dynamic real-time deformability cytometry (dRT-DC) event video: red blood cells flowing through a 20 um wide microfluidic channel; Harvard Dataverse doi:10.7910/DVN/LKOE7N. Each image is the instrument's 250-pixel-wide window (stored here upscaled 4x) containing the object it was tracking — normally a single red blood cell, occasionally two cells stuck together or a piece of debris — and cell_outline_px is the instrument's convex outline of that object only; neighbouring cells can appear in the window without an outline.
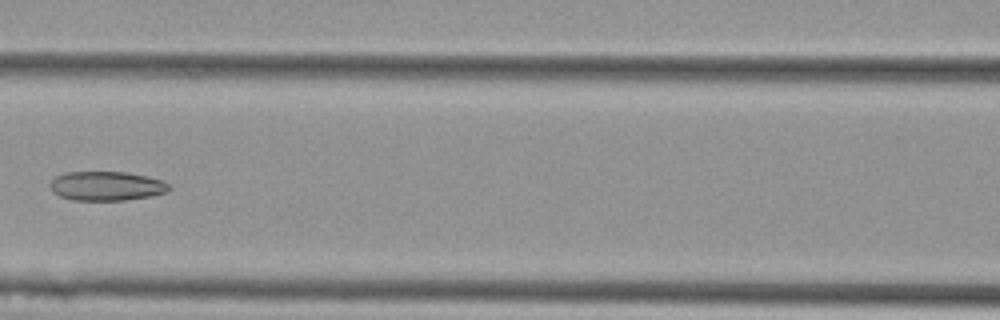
{"species": "Egyptian fruit bat (a non-hibernating species)", "species_latin": "Rousettus aegyptiacus", "temperature_condition": "cold", "stored_images_in_passage": 9, "camera_frame_rate_fps": 3000, "um_per_image_px": 0.085, "animal": {"sex": "female"}, "frame": {"image": 1, "passage_image": 6, "time_ms": 1.667, "image_size_px": [1000, 320], "cell_outline_px": [[172, 188], [168, 192], [152, 196], [124, 200], [72, 200], [60, 196], [52, 192], [48, 184], [56, 176], [64, 172], [128, 172], [160, 180], [168, 184]], "centroid_in_image_um": [9.03, 15.81], "position_along_channel_um": 157.6, "area_um2": 20.35}}
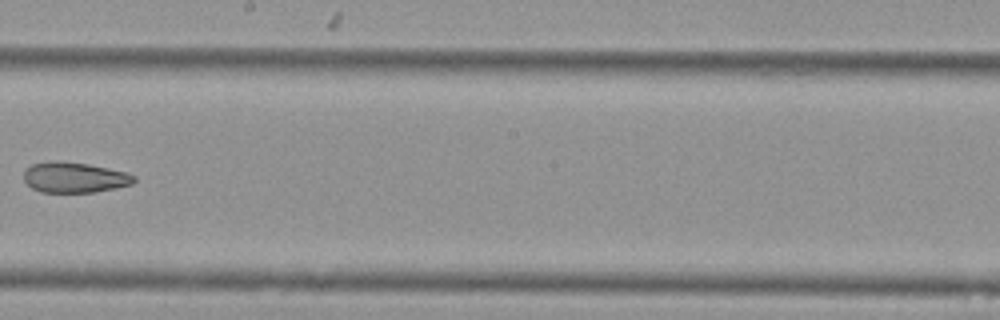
{"frame": {"image": 2, "passage_image": 8, "time_ms": 2.333, "image_size_px": [1000, 320], "cell_outline_px": [[136, 180], [132, 184], [116, 188], [96, 192], [40, 192], [32, 188], [24, 180], [24, 172], [32, 164], [88, 164], [124, 172], [136, 176]], "centroid_in_image_um": [6.39, 15.14], "position_along_channel_um": 241.8, "area_um2": 18.67}}
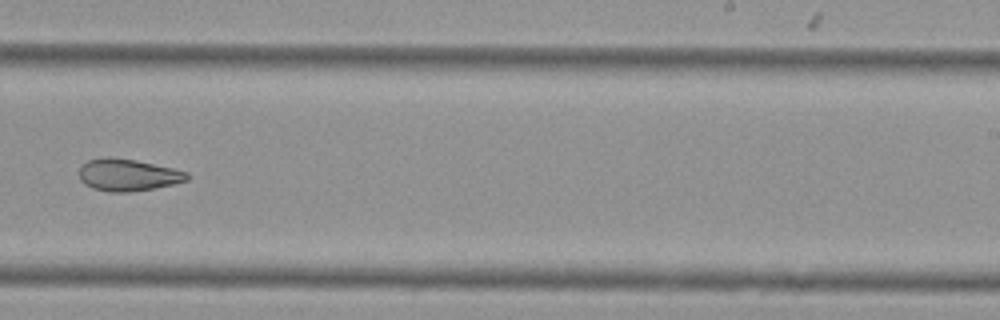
{"frame": {"image": 3, "passage_image": 9, "time_ms": 2.667, "image_size_px": [1000, 320], "cell_outline_px": [[188, 180], [176, 184], [132, 192], [108, 192], [92, 188], [84, 184], [80, 180], [80, 168], [88, 160], [104, 156], [136, 160], [172, 168], [188, 172]], "centroid_in_image_um": [10.87, 14.88], "position_along_channel_um": 278.1, "area_um2": 20.23}}